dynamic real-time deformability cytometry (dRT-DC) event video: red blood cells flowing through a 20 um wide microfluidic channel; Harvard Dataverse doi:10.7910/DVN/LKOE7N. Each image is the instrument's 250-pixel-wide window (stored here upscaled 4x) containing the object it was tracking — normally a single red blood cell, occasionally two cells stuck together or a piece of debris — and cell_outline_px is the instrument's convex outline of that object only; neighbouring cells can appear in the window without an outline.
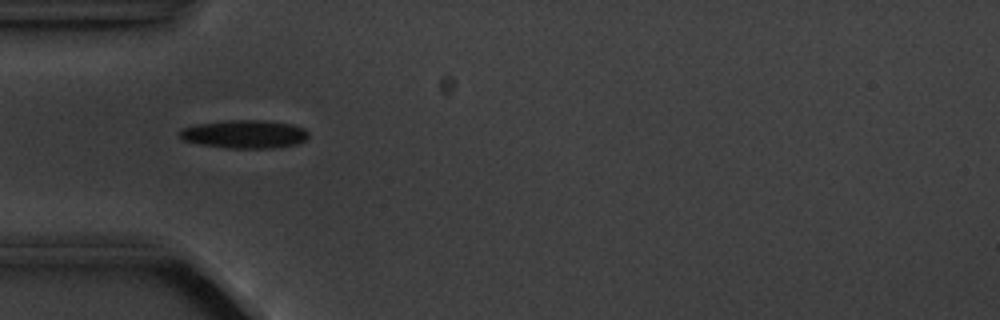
{"species": "common noctule bat (a hibernating species)", "species_latin": "Nyctalus noctula", "temperature_condition": "cold", "stored_images_in_passage": 10, "camera_frame_rate_fps": 3000, "um_per_image_px": 0.085, "animal": {"sex": "male", "body_mass_g": 20.1, "forearm_length_mm": 53.5}, "frame": {"image": 1, "passage_image": 5, "time_ms": 4.667, "image_size_px": [1000, 320], "cell_outline_px": [[308, 136], [304, 140], [296, 144], [272, 148], [228, 148], [200, 144], [184, 140], [180, 136], [180, 128], [192, 124], [228, 120], [264, 120], [292, 124], [304, 128], [308, 132]], "centroid_in_image_um": [20.76, 11.39], "position_along_channel_um": 64.2, "area_um2": 21.27}}
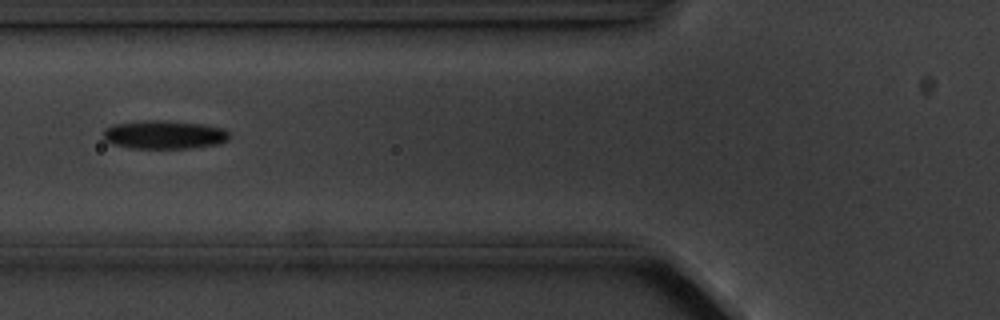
{"frame": {"image": 2, "passage_image": 6, "time_ms": 6.0, "image_size_px": [1000, 320], "cell_outline_px": [[228, 140], [220, 144], [188, 148], [132, 148], [112, 144], [104, 140], [104, 128], [112, 124], [140, 120], [164, 120], [204, 124], [224, 128], [228, 132]], "centroid_in_image_um": [13.94, 11.43], "position_along_channel_um": 111.9, "area_um2": 21.15}}